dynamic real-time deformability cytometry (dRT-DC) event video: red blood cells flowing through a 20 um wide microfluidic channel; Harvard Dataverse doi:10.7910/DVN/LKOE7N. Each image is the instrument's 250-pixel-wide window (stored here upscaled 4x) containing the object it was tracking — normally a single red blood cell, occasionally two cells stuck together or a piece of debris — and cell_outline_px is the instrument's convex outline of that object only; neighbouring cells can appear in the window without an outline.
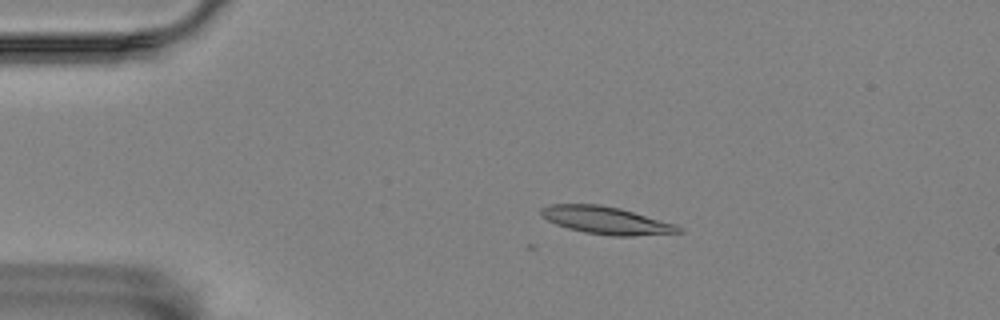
{"species": "Egyptian fruit bat (a non-hibernating species)", "species_latin": "Rousettus aegyptiacus", "temperature_condition": "room temperature", "stored_images_in_passage": 22, "camera_frame_rate_fps": 3000, "um_per_image_px": 0.085, "animal": {"sex": "female"}, "frame": {"image": 1, "passage_image": 3, "time_ms": 2.333, "image_size_px": [1000, 320], "cell_outline_px": [[684, 232], [632, 236], [612, 236], [584, 232], [568, 228], [556, 224], [548, 220], [540, 212], [540, 208], [548, 204], [600, 204], [620, 208], [676, 224], [684, 228]], "centroid_in_image_um": [51.56, 18.73], "position_along_channel_um": 33.4, "area_um2": 22.08}}
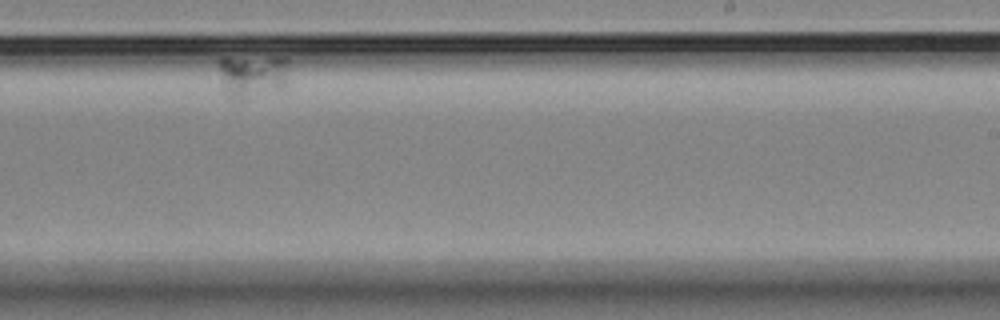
{"frame": {"image": 2, "passage_image": 17, "time_ms": 21.333, "image_size_px": [1000, 320], "cell_outline_px": [[288, 80], [280, 88], [236, 96], [232, 96], [224, 88], [220, 80], [220, 56], [288, 56]], "centroid_in_image_um": [21.5, 6.26], "position_along_channel_um": 267.5, "area_um2": 17.11}}
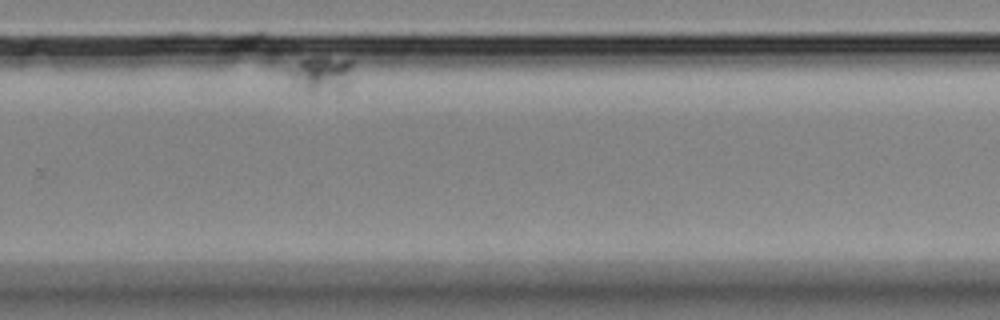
{"frame": {"image": 3, "passage_image": 19, "time_ms": 23.667, "image_size_px": [1000, 320], "cell_outline_px": [[352, 80], [340, 92], [312, 96], [292, 88], [288, 76], [288, 68], [300, 60], [312, 56], [320, 56], [352, 60]], "centroid_in_image_um": [27.25, 6.39], "position_along_channel_um": 302.6, "area_um2": 14.91}}